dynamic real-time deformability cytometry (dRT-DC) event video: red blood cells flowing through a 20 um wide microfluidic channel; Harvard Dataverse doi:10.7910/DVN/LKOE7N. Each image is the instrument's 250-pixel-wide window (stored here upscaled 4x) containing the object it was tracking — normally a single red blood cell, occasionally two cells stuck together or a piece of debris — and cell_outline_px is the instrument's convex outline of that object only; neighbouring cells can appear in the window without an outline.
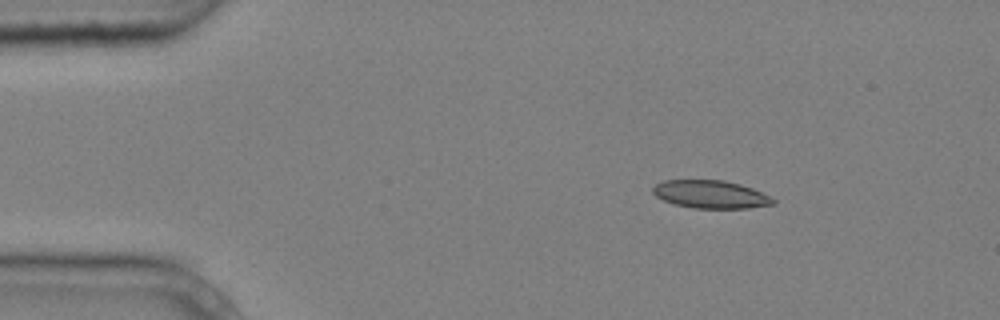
{"species": "common noctule bat (a hibernating species)", "species_latin": "Nyctalus noctula", "temperature_condition": "cold", "stored_images_in_passage": 4, "camera_frame_rate_fps": 3000, "um_per_image_px": 0.085, "animal": {"sex": "male", "body_mass_g": 20.4}, "frame": {"image": 1, "passage_image": 2, "time_ms": 0.333, "image_size_px": [1000, 320], "cell_outline_px": [[776, 204], [748, 208], [692, 208], [676, 204], [664, 200], [656, 196], [652, 192], [652, 188], [656, 184], [664, 180], [724, 180], [740, 184], [752, 188], [776, 200]], "centroid_in_image_um": [60.4, 16.52], "position_along_channel_um": 24.6, "area_um2": 19.48}}